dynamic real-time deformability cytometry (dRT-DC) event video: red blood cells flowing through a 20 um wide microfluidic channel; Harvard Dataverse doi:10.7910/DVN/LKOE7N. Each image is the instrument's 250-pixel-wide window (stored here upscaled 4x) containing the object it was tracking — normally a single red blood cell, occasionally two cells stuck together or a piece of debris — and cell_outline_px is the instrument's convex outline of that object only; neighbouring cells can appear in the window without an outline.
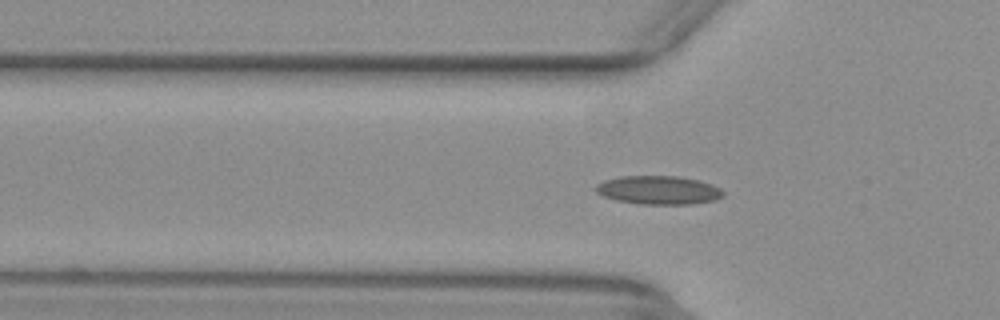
{"species": "common noctule bat (a hibernating species)", "species_latin": "Nyctalus noctula", "temperature_condition": "warm", "stored_images_in_passage": 35, "camera_frame_rate_fps": 3000, "um_per_image_px": 0.085, "animal": {"sex": "female", "body_mass_g": 29.2, "forearm_length_mm": 56.3}, "frame": {"image": 1, "passage_image": 4, "time_ms": 1.0, "image_size_px": [1000, 320], "cell_outline_px": [[724, 196], [716, 200], [692, 204], [640, 204], [616, 200], [604, 196], [596, 192], [592, 188], [596, 184], [604, 180], [620, 176], [676, 176], [696, 180], [712, 184], [720, 188], [724, 192]], "centroid_in_image_um": [55.96, 16.16], "position_along_channel_um": 69.8, "area_um2": 21.33}}
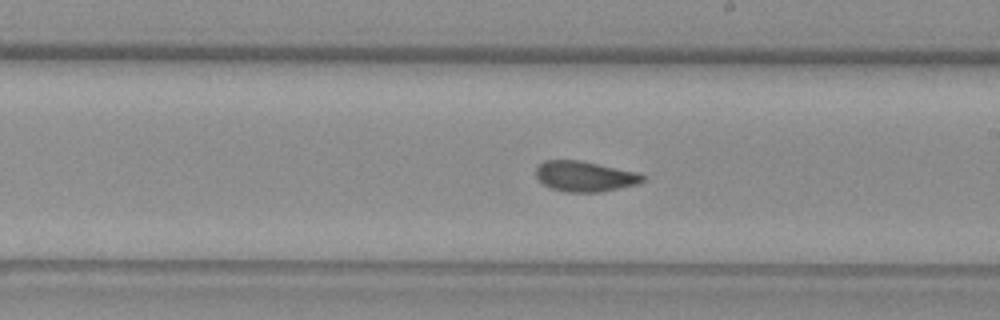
{"frame": {"image": 2, "passage_image": 17, "time_ms": 5.333, "image_size_px": [1000, 320], "cell_outline_px": [[648, 176], [644, 180], [636, 184], [600, 192], [564, 192], [552, 188], [544, 184], [536, 176], [536, 168], [544, 160], [580, 160], [636, 172]], "centroid_in_image_um": [49.71, 14.98], "position_along_channel_um": 239.3, "area_um2": 18.79}}
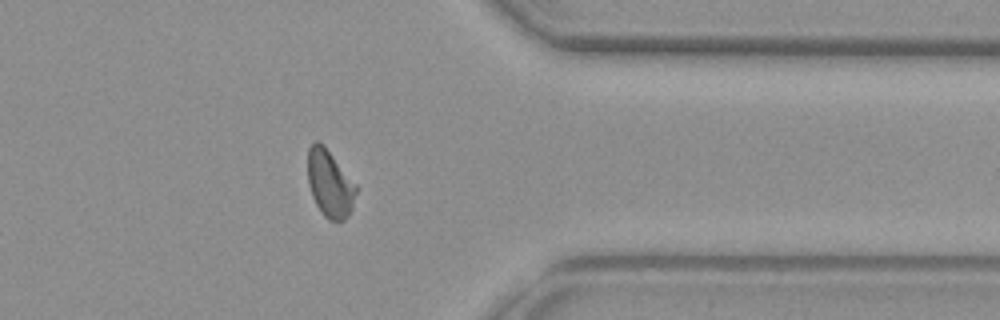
{"frame": {"image": 3, "passage_image": 29, "time_ms": 9.333, "image_size_px": [1000, 320], "cell_outline_px": [[356, 192], [352, 208], [348, 216], [344, 220], [328, 220], [324, 216], [316, 204], [312, 196], [308, 184], [308, 148], [316, 140], [320, 140], [324, 144], [356, 184]], "centroid_in_image_um": [28.02, 15.58], "position_along_channel_um": 383.4, "area_um2": 18.96}}